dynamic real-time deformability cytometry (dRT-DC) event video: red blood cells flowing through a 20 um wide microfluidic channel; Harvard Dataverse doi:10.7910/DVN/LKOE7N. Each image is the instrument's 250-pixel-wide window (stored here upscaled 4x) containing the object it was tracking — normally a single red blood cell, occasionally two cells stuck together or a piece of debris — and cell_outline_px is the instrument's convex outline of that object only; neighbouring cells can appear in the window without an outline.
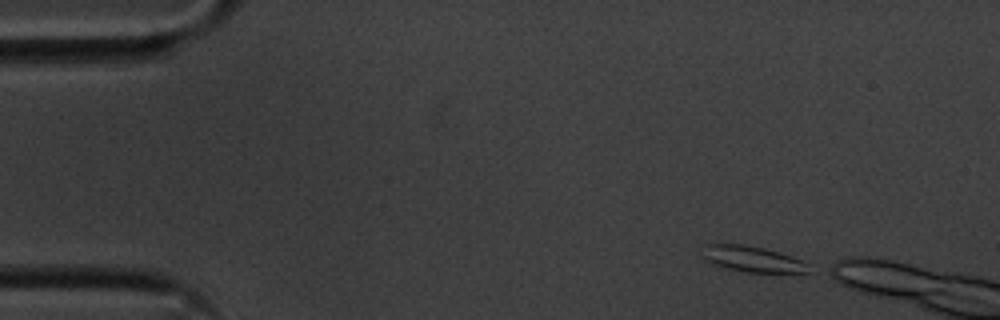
{"species": "common noctule bat (a hibernating species)", "species_latin": "Nyctalus noctula", "temperature_condition": "cold", "stored_images_in_passage": 5, "camera_frame_rate_fps": 3000, "um_per_image_px": 0.085, "animal": {"sex": "male", "body_mass_g": 20.1, "forearm_length_mm": 53.5}, "frame": {"image": 1, "passage_image": 1, "time_ms": 0.0, "image_size_px": [1000, 320], "cell_outline_px": [[816, 268], [812, 272], [748, 272], [720, 268], [704, 260], [700, 256], [704, 244], [744, 244], [764, 248], [780, 252], [800, 260]], "centroid_in_image_um": [63.92, 22.02], "position_along_channel_um": 21.1, "area_um2": 16.47}}